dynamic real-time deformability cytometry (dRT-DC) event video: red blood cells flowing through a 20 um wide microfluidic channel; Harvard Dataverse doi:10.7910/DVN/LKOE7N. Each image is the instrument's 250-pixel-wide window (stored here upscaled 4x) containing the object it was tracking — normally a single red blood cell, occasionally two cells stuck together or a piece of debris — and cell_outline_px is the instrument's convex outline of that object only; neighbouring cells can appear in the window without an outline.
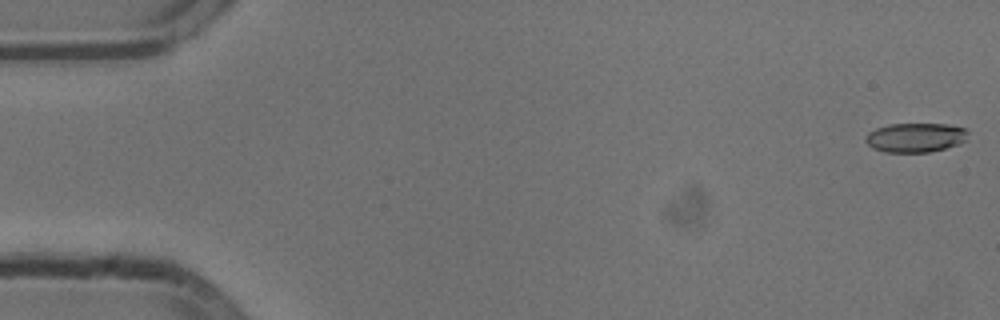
{"species": "common noctule bat (a hibernating species)", "species_latin": "Nyctalus noctula", "temperature_condition": "cold", "stored_images_in_passage": 49, "camera_frame_rate_fps": 3000, "um_per_image_px": 0.085, "animal": {"sex": "male", "body_mass_g": 13.3}, "frame": {"image": 1, "passage_image": 1, "time_ms": 0.0, "image_size_px": [1000, 320], "cell_outline_px": [[968, 132], [964, 140], [960, 144], [928, 152], [884, 152], [872, 148], [864, 140], [868, 132], [876, 128], [888, 124], [948, 124], [964, 128]], "centroid_in_image_um": [77.78, 11.69], "position_along_channel_um": 7.2, "area_um2": 17.46}}
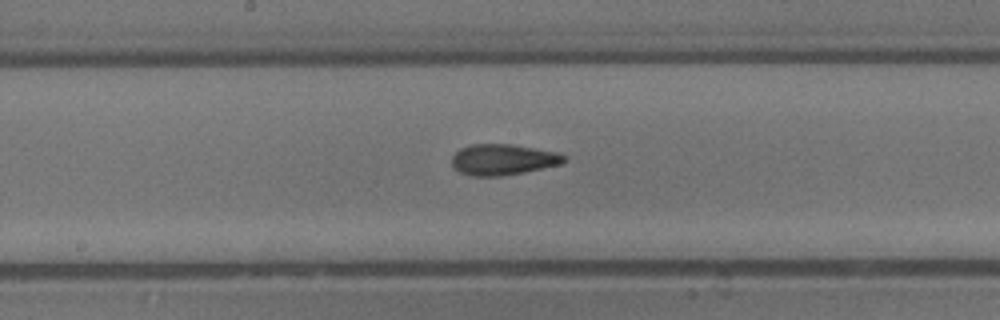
{"frame": {"image": 2, "passage_image": 28, "time_ms": 9.0, "image_size_px": [1000, 320], "cell_outline_px": [[564, 160], [560, 164], [524, 172], [504, 176], [472, 176], [460, 172], [452, 168], [452, 156], [460, 148], [472, 144], [512, 144], [560, 152], [564, 156]], "centroid_in_image_um": [42.72, 13.56], "position_along_channel_um": 205.5, "area_um2": 20.29}}
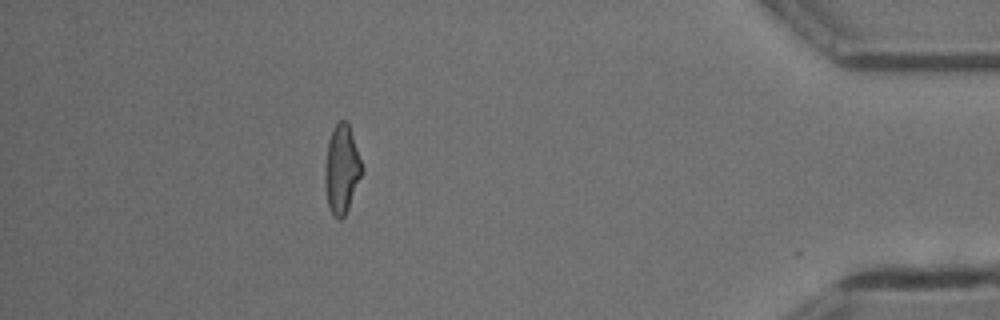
{"frame": {"image": 3, "passage_image": 48, "time_ms": 15.667, "image_size_px": [1000, 320], "cell_outline_px": [[364, 172], [348, 208], [344, 216], [340, 220], [336, 220], [332, 216], [328, 204], [324, 184], [324, 168], [328, 140], [336, 124], [340, 120], [344, 120], [348, 124], [364, 168]], "centroid_in_image_um": [29.04, 14.44], "position_along_channel_um": 406.2, "area_um2": 19.25}, "authors_computed_cell_mechanics": {"area_um2": 19.2474, "velocity_mm_per_s": 3.8128, "shape_relaxation_time_tau1_ms": 4.0442, "shape_relaxation_time_tau2_ms": 2.4194, "deformation_change_tau1": 0.1769, "deformation_change_tau2": 0.1107}}